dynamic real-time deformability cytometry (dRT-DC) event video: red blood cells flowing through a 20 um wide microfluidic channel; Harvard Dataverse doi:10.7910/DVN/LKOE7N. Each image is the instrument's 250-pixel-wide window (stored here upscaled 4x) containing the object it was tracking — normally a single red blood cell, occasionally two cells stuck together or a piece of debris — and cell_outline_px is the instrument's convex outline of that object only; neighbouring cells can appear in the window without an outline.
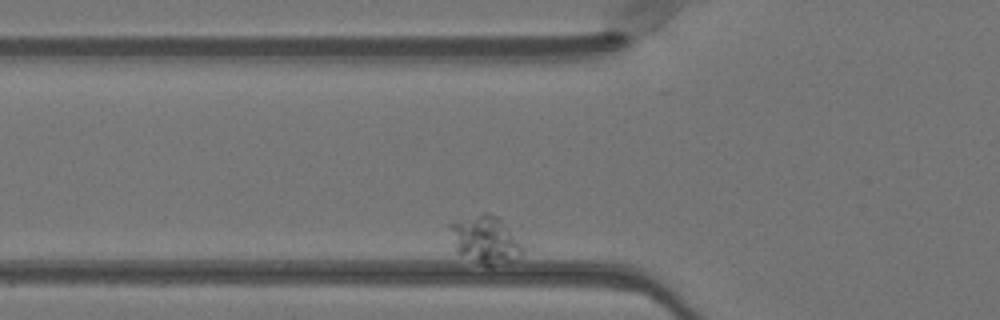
{"species": "Egyptian fruit bat (a non-hibernating species)", "species_latin": "Rousettus aegyptiacus", "temperature_condition": "warm", "stored_images_in_passage": 37, "camera_frame_rate_fps": 3000, "um_per_image_px": 0.085, "animal": {"sex": "female"}, "frame": {"image": 1, "passage_image": 5, "time_ms": 1.333, "image_size_px": [1000, 320], "cell_outline_px": [[532, 248], [520, 256], [488, 268], [456, 252], [448, 228], [448, 224], [484, 212], [500, 216], [532, 244]], "centroid_in_image_um": [41.45, 20.37], "position_along_channel_um": 84.4, "area_um2": 21.79}}
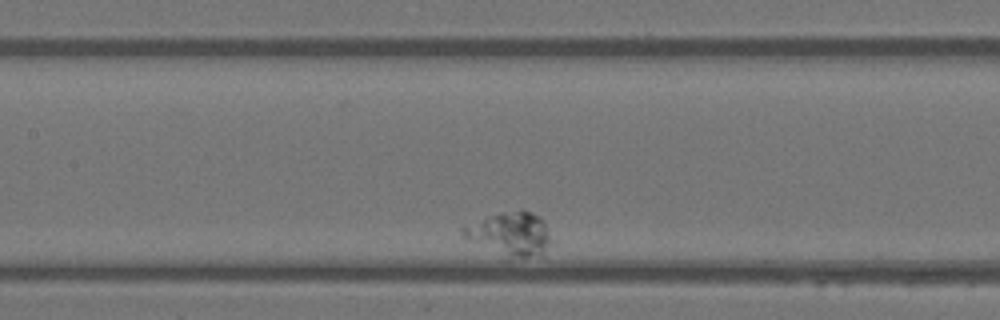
{"frame": {"image": 2, "passage_image": 15, "time_ms": 4.667, "image_size_px": [1000, 320], "cell_outline_px": [[548, 240], [540, 252], [528, 256], [520, 256], [508, 252], [464, 236], [460, 232], [460, 228], [464, 224], [500, 212], [520, 208], [532, 212], [544, 224], [548, 232]], "centroid_in_image_um": [43.31, 19.71], "position_along_channel_um": 164.1, "area_um2": 20.11}}
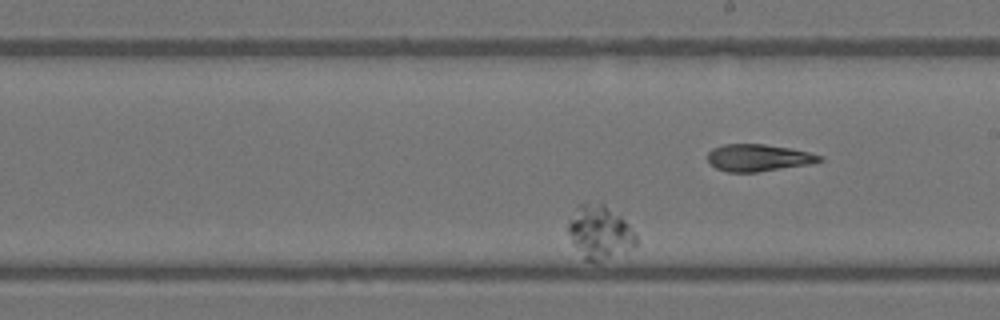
{"frame": {"image": 3, "passage_image": 23, "time_ms": 7.333, "image_size_px": [1000, 320], "cell_outline_px": [[636, 248], [600, 260], [584, 260], [572, 244], [568, 232], [568, 224], [576, 204], [600, 200], [620, 216], [636, 232]], "centroid_in_image_um": [50.96, 19.69], "position_along_channel_um": 238.0, "area_um2": 21.5}}